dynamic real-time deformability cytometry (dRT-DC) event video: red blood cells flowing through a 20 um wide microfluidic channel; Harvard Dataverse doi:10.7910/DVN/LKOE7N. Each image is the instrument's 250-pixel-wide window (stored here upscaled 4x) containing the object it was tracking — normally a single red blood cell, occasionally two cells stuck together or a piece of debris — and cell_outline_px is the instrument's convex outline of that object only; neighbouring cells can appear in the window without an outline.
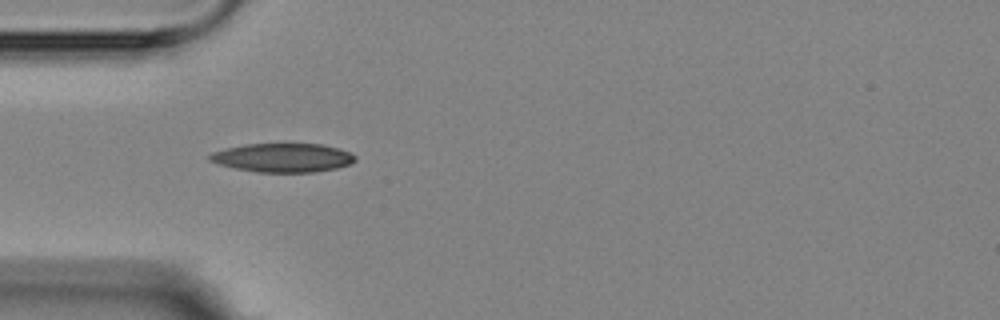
{"species": "Egyptian fruit bat (a non-hibernating species)", "species_latin": "Rousettus aegyptiacus", "temperature_condition": "room temperature", "stored_images_in_passage": 4, "camera_frame_rate_fps": 3000, "um_per_image_px": 0.085, "animal": {"sex": "female"}, "frame": {"image": 1, "passage_image": 3, "time_ms": 3.333, "image_size_px": [1000, 320], "cell_outline_px": [[356, 160], [352, 164], [336, 168], [316, 172], [256, 172], [236, 168], [220, 164], [208, 160], [208, 156], [212, 152], [244, 144], [324, 144], [340, 148], [356, 156]], "centroid_in_image_um": [24.08, 13.4], "position_along_channel_um": 60.9, "area_um2": 24.45}}
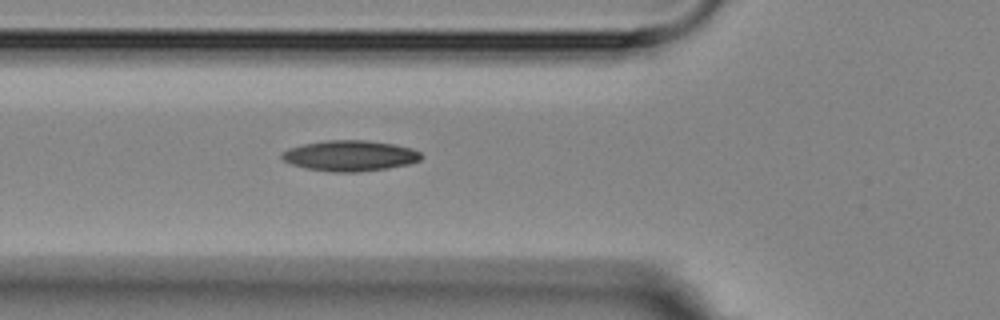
{"frame": {"image": 2, "passage_image": 4, "time_ms": 4.333, "image_size_px": [1000, 320], "cell_outline_px": [[424, 156], [420, 160], [408, 164], [388, 168], [356, 172], [336, 172], [308, 168], [292, 164], [284, 160], [280, 156], [280, 152], [288, 148], [304, 144], [328, 140], [364, 140], [392, 144], [412, 148], [420, 152]], "centroid_in_image_um": [29.75, 13.23], "position_along_channel_um": 96.0, "area_um2": 24.74}}